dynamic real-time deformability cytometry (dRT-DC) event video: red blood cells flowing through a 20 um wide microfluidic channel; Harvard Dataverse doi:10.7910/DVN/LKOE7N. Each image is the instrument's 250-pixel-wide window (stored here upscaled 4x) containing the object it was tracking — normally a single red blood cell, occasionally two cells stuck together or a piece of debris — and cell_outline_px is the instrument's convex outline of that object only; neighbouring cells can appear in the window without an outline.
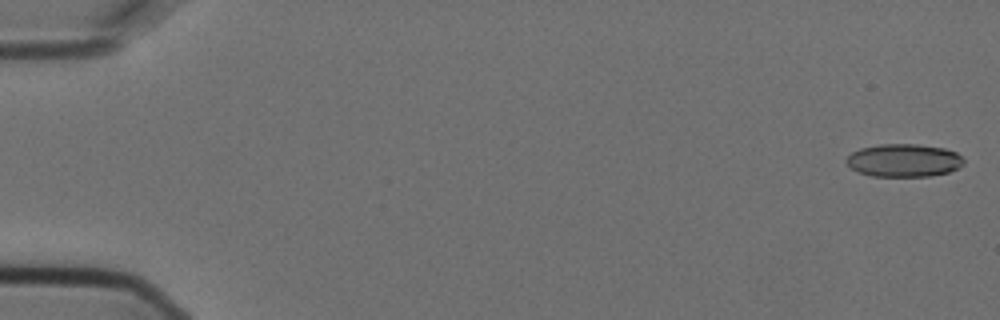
{"species": "Egyptian fruit bat (a non-hibernating species)", "species_latin": "Rousettus aegyptiacus", "temperature_condition": "cold", "stored_images_in_passage": 6, "camera_frame_rate_fps": 3000, "um_per_image_px": 0.085, "animal": {"sex": "female"}, "frame": {"image": 1, "passage_image": 1, "time_ms": 0.0, "image_size_px": [1000, 320], "cell_outline_px": [[964, 164], [948, 172], [932, 176], [872, 176], [856, 172], [844, 160], [852, 152], [860, 148], [880, 144], [916, 144], [944, 148], [956, 152], [964, 160]], "centroid_in_image_um": [76.8, 13.63], "position_along_channel_um": 8.2, "area_um2": 22.54}}
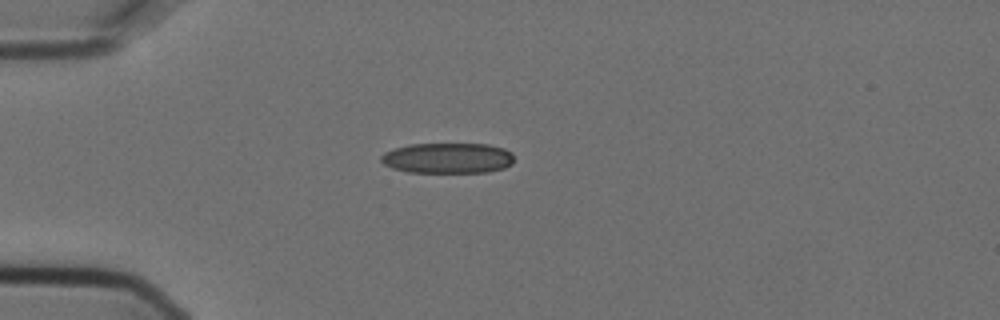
{"frame": {"image": 2, "passage_image": 4, "time_ms": 1.0, "image_size_px": [1000, 320], "cell_outline_px": [[512, 164], [504, 168], [488, 172], [408, 172], [392, 168], [384, 164], [380, 160], [380, 156], [384, 152], [408, 144], [488, 144], [504, 148], [512, 152]], "centroid_in_image_um": [38.05, 13.43], "position_along_channel_um": 47.0, "area_um2": 23.7}}
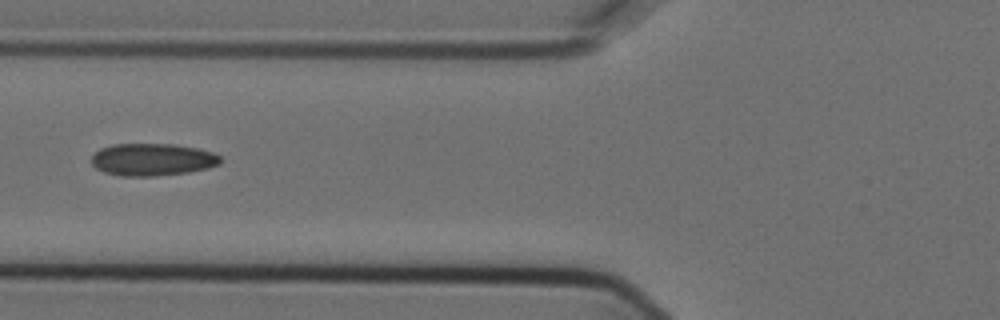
{"frame": {"image": 3, "passage_image": 6, "time_ms": 1.667, "image_size_px": [1000, 320], "cell_outline_px": [[220, 164], [208, 168], [188, 172], [156, 176], [120, 176], [104, 172], [96, 168], [92, 164], [92, 156], [100, 148], [112, 144], [172, 144], [196, 148], [212, 152], [220, 156]], "centroid_in_image_um": [12.94, 13.56], "position_along_channel_um": 112.9, "area_um2": 24.28}}